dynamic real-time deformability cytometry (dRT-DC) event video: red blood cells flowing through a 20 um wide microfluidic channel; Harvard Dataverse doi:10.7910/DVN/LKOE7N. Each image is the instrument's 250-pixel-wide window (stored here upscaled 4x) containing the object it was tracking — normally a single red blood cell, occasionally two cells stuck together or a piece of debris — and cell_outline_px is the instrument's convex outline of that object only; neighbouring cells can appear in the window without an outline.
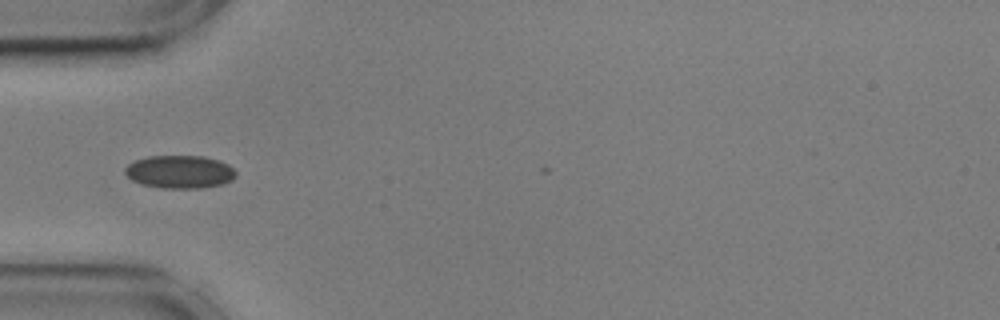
{"species": "common noctule bat (a hibernating species)", "species_latin": "Nyctalus noctula", "temperature_condition": "cold", "stored_images_in_passage": 4, "camera_frame_rate_fps": 3000, "um_per_image_px": 0.085, "animal": {"sex": "male", "body_mass_g": 17.9, "forearm_length_mm": 54.2}, "frame": {"image": 1, "passage_image": 1, "time_ms": 0.0, "image_size_px": [1000, 320], "cell_outline_px": [[236, 176], [232, 180], [220, 184], [200, 188], [160, 188], [140, 184], [132, 180], [124, 172], [124, 168], [128, 164], [136, 160], [148, 156], [204, 156], [220, 160], [228, 164], [236, 172]], "centroid_in_image_um": [15.27, 14.6], "position_along_channel_um": 69.7, "area_um2": 21.39}}